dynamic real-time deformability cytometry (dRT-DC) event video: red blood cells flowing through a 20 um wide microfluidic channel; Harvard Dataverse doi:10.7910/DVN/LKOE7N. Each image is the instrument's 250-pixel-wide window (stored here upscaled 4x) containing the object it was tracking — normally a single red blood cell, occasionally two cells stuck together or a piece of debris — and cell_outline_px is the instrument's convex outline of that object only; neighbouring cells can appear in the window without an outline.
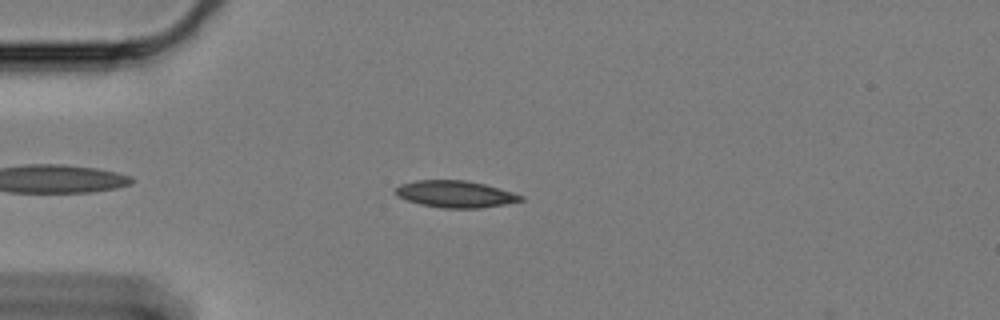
{"species": "Egyptian fruit bat (a non-hibernating species)", "species_latin": "Rousettus aegyptiacus", "temperature_condition": "cold", "stored_images_in_passage": 53, "camera_frame_rate_fps": 3000, "um_per_image_px": 0.085, "animal": {"sex": "female"}, "frame": {"image": 1, "passage_image": 8, "time_ms": 2.333, "image_size_px": [1000, 320], "cell_outline_px": [[524, 200], [504, 204], [480, 208], [444, 208], [420, 204], [396, 196], [396, 188], [400, 184], [416, 180], [464, 180], [484, 184], [512, 192], [524, 196]], "centroid_in_image_um": [38.7, 16.49], "position_along_channel_um": 46.3, "area_um2": 19.42}}
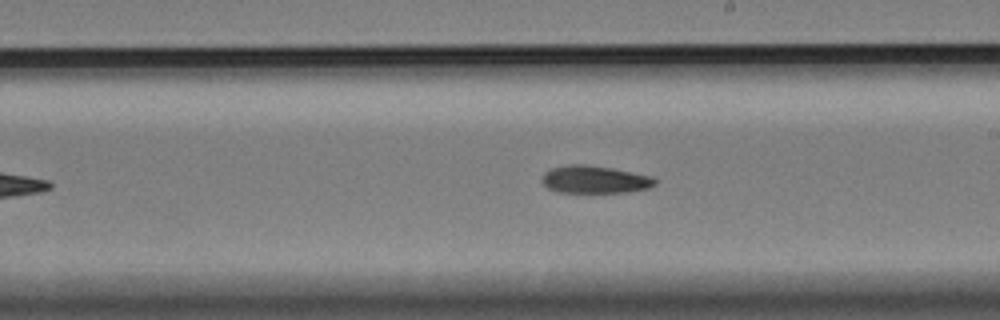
{"frame": {"image": 2, "passage_image": 27, "time_ms": 8.667, "image_size_px": [1000, 320], "cell_outline_px": [[656, 184], [648, 188], [628, 192], [556, 192], [548, 188], [540, 180], [544, 172], [552, 168], [568, 164], [584, 164], [612, 168], [652, 176], [656, 180]], "centroid_in_image_um": [50.53, 15.25], "position_along_channel_um": 238.5, "area_um2": 18.21}}
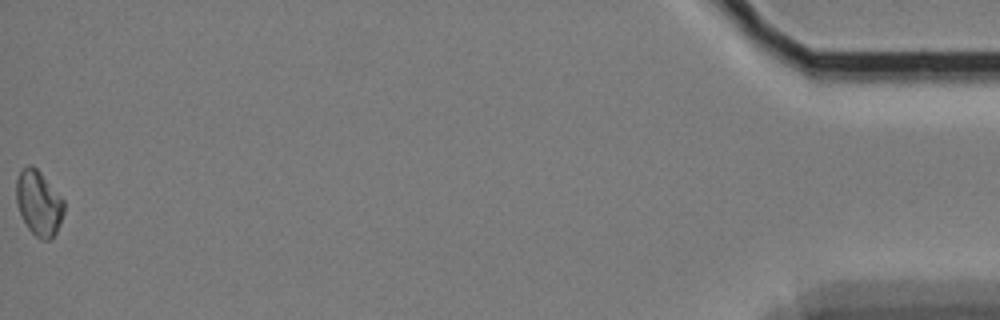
{"frame": {"image": 3, "passage_image": 53, "time_ms": 17.333, "image_size_px": [1000, 320], "cell_outline_px": [[64, 212], [60, 224], [52, 240], [40, 240], [28, 228], [20, 212], [16, 200], [16, 180], [20, 172], [28, 164], [32, 164], [40, 172], [64, 200]], "centroid_in_image_um": [3.3, 17.28], "position_along_channel_um": 431.9, "area_um2": 17.98}, "authors_computed_cell_mechanics": {"area_um2": 18.6116, "velocity_mm_per_s": 3.3098, "shape_relaxation_time_tau1_ms": 9.2431, "shape_relaxation_time_tau2_ms": null, "deformation_change_tau1": 0.1129, "deformation_change_tau2": null}}